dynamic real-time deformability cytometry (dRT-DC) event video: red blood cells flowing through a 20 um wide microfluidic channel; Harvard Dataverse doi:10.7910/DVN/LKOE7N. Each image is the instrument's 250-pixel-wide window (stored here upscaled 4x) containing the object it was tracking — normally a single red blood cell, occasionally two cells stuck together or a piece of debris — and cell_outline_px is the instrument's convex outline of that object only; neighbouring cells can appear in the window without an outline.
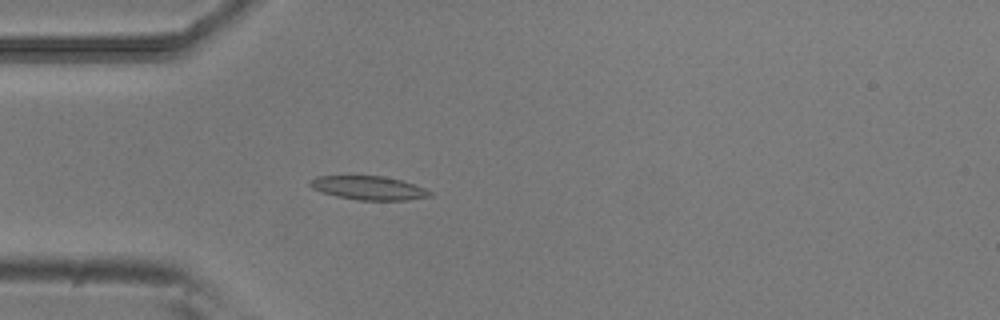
{"species": "common noctule bat (a hibernating species)", "species_latin": "Nyctalus noctula", "temperature_condition": "room temperature", "stored_images_in_passage": 52, "camera_frame_rate_fps": 3000, "um_per_image_px": 0.085, "animal": {"sex": "male", "body_mass_g": 20.5, "forearm_length_mm": 52.5}, "frame": {"image": 1, "passage_image": 14, "time_ms": 4.333, "image_size_px": [1000, 320], "cell_outline_px": [[432, 196], [408, 200], [356, 200], [336, 196], [312, 188], [308, 184], [316, 176], [384, 176], [400, 180], [424, 188], [432, 192]], "centroid_in_image_um": [31.35, 15.98], "position_along_channel_um": 53.7, "area_um2": 16.42}}
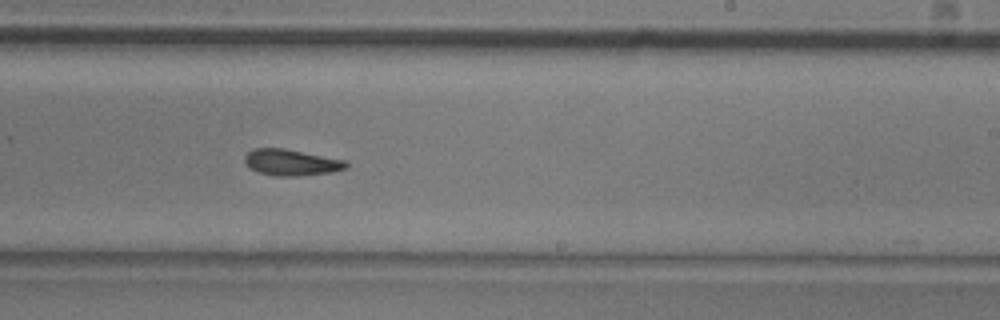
{"frame": {"image": 2, "passage_image": 31, "time_ms": 10.0, "image_size_px": [1000, 320], "cell_outline_px": [[348, 168], [332, 172], [296, 176], [276, 176], [256, 172], [244, 160], [244, 156], [252, 148], [284, 148], [344, 160], [348, 164]], "centroid_in_image_um": [24.75, 13.81], "position_along_channel_um": 264.3, "area_um2": 15.43}}
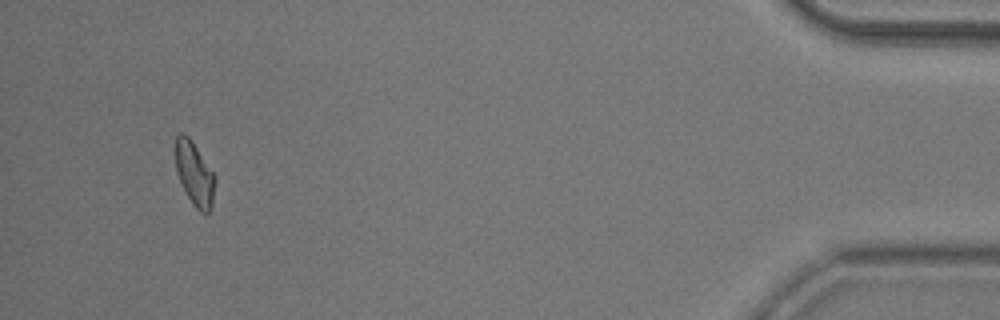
{"frame": {"image": 3, "passage_image": 49, "time_ms": 16.0, "image_size_px": [1000, 320], "cell_outline_px": [[216, 180], [212, 208], [204, 216], [192, 204], [180, 180], [176, 168], [176, 136], [180, 132], [184, 132], [192, 140], [216, 176]], "centroid_in_image_um": [16.57, 14.79], "position_along_channel_um": 418.6, "area_um2": 14.8}, "authors_computed_cell_mechanics": {"area_um2": 15.4615, "velocity_mm_per_s": 3.8182, "shape_relaxation_time_tau1_ms": null, "shape_relaxation_time_tau2_ms": 4.9602, "deformation_change_tau1": null, "deformation_change_tau2": 0.0858}}